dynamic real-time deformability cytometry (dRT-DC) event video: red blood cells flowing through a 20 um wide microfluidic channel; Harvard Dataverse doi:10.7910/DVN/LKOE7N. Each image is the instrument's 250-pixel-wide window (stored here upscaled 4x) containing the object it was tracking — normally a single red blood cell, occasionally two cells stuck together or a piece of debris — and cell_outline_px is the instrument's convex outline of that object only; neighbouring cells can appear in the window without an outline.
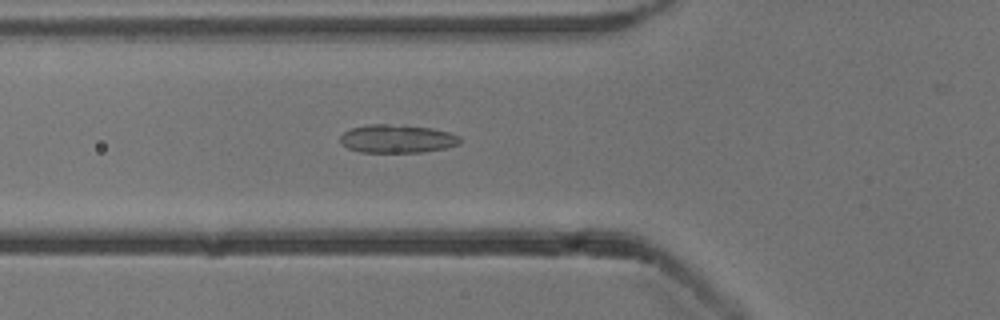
{"species": "common noctule bat (a hibernating species)", "species_latin": "Nyctalus noctula", "temperature_condition": "cold", "stored_images_in_passage": 8, "camera_frame_rate_fps": 3000, "um_per_image_px": 0.085, "animal": {"sex": "male", "body_mass_g": 13.3}, "frame": {"image": 1, "passage_image": 2, "time_ms": 0.333, "image_size_px": [1000, 320], "cell_outline_px": [[460, 144], [444, 148], [424, 152], [360, 152], [348, 148], [340, 140], [340, 136], [344, 132], [352, 128], [368, 124], [404, 124], [432, 128], [448, 132], [460, 136]], "centroid_in_image_um": [33.77, 11.78], "position_along_channel_um": 92.0, "area_um2": 19.83}}
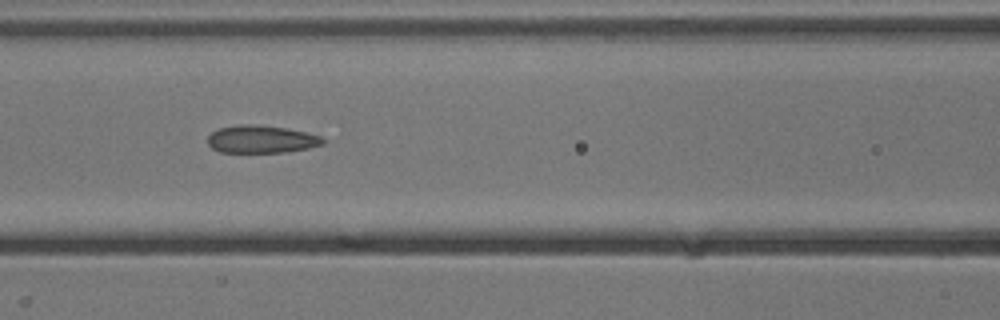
{"frame": {"image": 2, "passage_image": 6, "time_ms": 1.667, "image_size_px": [1000, 320], "cell_outline_px": [[324, 144], [308, 148], [284, 152], [220, 152], [212, 148], [208, 144], [208, 136], [212, 132], [220, 128], [240, 124], [256, 124], [288, 128], [320, 136], [324, 140]], "centroid_in_image_um": [22.2, 11.83], "position_along_channel_um": 144.4, "area_um2": 18.5}}